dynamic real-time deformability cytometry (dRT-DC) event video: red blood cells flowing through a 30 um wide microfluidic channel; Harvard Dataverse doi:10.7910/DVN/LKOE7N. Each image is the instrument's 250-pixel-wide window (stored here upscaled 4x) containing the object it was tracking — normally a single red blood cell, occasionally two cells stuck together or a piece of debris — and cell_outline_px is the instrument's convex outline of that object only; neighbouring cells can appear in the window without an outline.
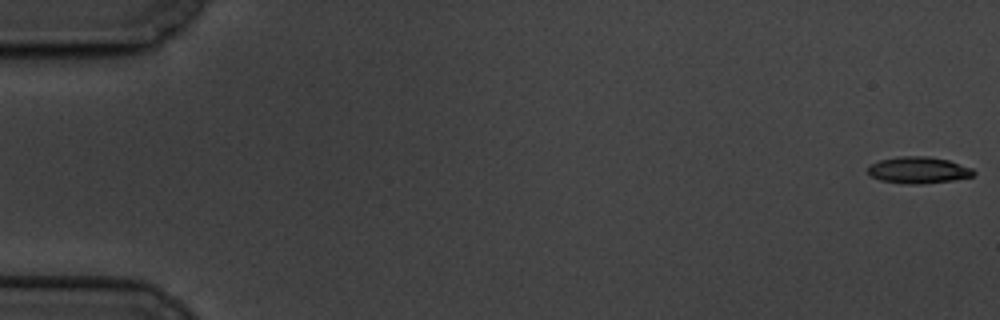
{"species": "common noctule bat (a hibernating species)", "species_latin": "Nyctalus noctula", "temperature_condition": "cold", "stored_images_in_passage": 56, "camera_frame_rate_fps": 3000, "um_per_image_px": 0.085, "animal": {"sex": "male", "body_mass_g": 19.5, "forearm_length_mm": 54.6}, "frame": {"image": 1, "passage_image": 1, "time_ms": 0.0, "image_size_px": [1000, 320], "cell_outline_px": [[976, 172], [972, 176], [952, 180], [920, 184], [904, 184], [880, 180], [868, 176], [868, 164], [880, 160], [900, 156], [928, 156], [948, 160], [972, 168]], "centroid_in_image_um": [78.01, 14.46], "position_along_channel_um": 7.0, "area_um2": 16.47}}
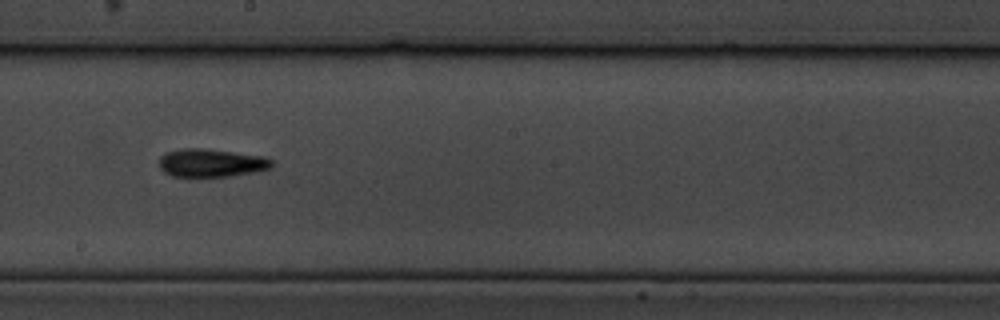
{"frame": {"image": 2, "passage_image": 34, "time_ms": 11.0, "image_size_px": [1000, 320], "cell_outline_px": [[272, 168], [252, 172], [228, 176], [188, 180], [172, 176], [164, 172], [160, 168], [160, 156], [168, 152], [180, 148], [204, 148], [264, 156], [272, 160]], "centroid_in_image_um": [17.9, 13.89], "position_along_channel_um": 230.3, "area_um2": 19.13}}
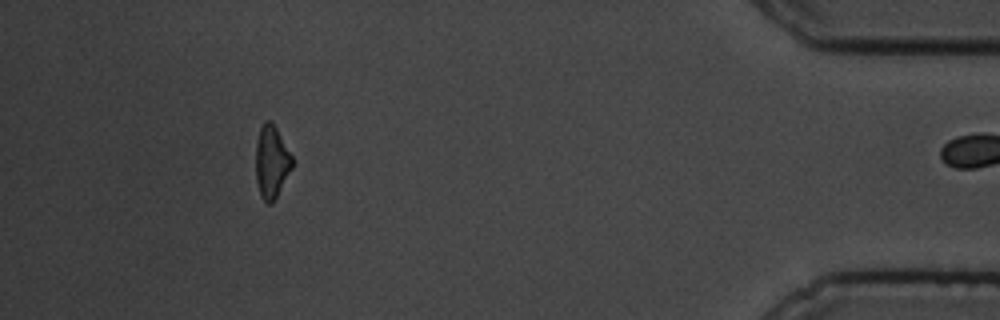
{"frame": {"image": 3, "passage_image": 55, "time_ms": 18.0, "image_size_px": [1000, 320], "cell_outline_px": [[292, 168], [272, 204], [268, 204], [260, 196], [256, 180], [256, 140], [260, 128], [264, 120], [272, 120], [292, 156]], "centroid_in_image_um": [23.07, 13.74], "position_along_channel_um": 412.1, "area_um2": 15.43}}